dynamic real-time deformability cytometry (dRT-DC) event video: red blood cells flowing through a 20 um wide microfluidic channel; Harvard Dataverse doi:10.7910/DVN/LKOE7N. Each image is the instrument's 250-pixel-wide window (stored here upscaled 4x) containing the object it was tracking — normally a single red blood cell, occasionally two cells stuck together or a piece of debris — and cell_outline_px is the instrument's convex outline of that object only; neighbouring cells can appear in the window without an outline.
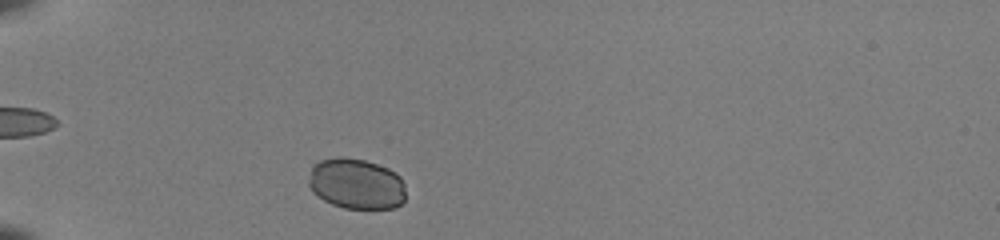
{"species": "common noctule bat (a hibernating species)", "species_latin": "Nyctalus noctula", "temperature_condition": "room temperature", "stored_images_in_passage": 32, "camera_frame_rate_fps": 3000, "um_per_image_px": 0.085, "animal": {"sex": "female", "body_mass_g": 22.0, "forearm_length_mm": 56.7}, "frame": {"image": 1, "passage_image": 1, "time_ms": 0.0, "image_size_px": [1000, 240], "cell_outline_px": [[404, 200], [400, 204], [392, 208], [344, 208], [332, 204], [316, 196], [312, 192], [308, 184], [308, 180], [312, 164], [320, 160], [336, 156], [344, 156], [364, 160], [388, 168], [396, 172], [400, 176], [404, 184]], "centroid_in_image_um": [30.24, 15.6], "position_along_channel_um": 54.8, "area_um2": 28.96}}
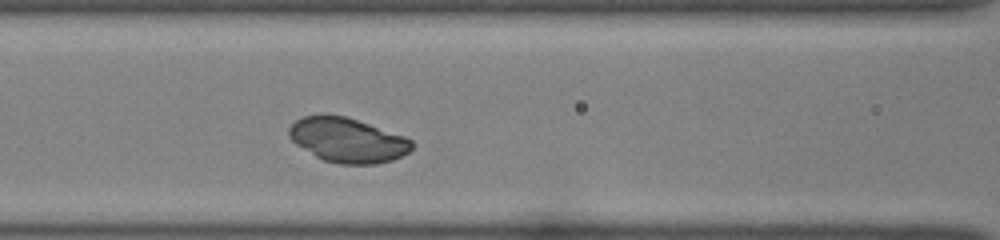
{"frame": {"image": 2, "passage_image": 9, "time_ms": 2.667, "image_size_px": [1000, 240], "cell_outline_px": [[412, 148], [408, 152], [392, 160], [376, 164], [340, 164], [324, 160], [316, 156], [296, 144], [288, 136], [288, 128], [296, 120], [304, 116], [324, 112], [348, 116], [404, 136], [412, 140]], "centroid_in_image_um": [29.51, 11.87], "position_along_channel_um": 137.1, "area_um2": 32.19}}
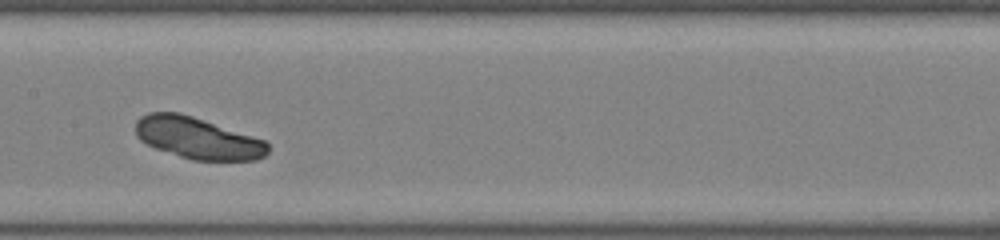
{"frame": {"image": 3, "passage_image": 13, "time_ms": 4.0, "image_size_px": [1000, 240], "cell_outline_px": [[268, 152], [264, 156], [256, 160], [192, 160], [156, 148], [140, 140], [136, 136], [136, 120], [140, 116], [148, 112], [180, 112], [264, 140], [268, 144]], "centroid_in_image_um": [16.77, 11.73], "position_along_channel_um": 190.6, "area_um2": 31.79}}